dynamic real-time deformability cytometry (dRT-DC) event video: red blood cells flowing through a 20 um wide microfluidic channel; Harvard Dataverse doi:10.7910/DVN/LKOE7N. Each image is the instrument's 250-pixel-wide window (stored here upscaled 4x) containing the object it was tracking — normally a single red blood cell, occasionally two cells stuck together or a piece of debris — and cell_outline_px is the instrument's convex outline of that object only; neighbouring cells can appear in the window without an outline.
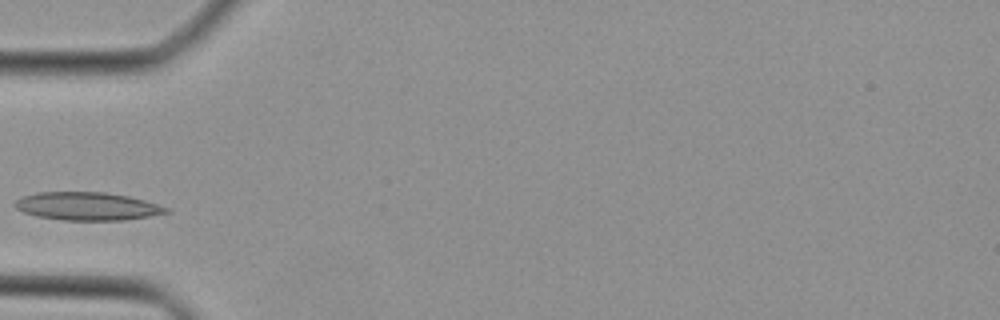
{"species": "Egyptian fruit bat (a non-hibernating species)", "species_latin": "Rousettus aegyptiacus", "temperature_condition": "cold", "stored_images_in_passage": 31, "camera_frame_rate_fps": 3000, "um_per_image_px": 0.085, "animal": {"sex": "female"}, "frame": {"image": 1, "passage_image": 1, "time_ms": 0.0, "image_size_px": [1000, 320], "cell_outline_px": [[172, 212], [124, 220], [60, 220], [36, 216], [24, 212], [16, 208], [12, 204], [20, 196], [36, 192], [104, 192], [128, 196], [144, 200], [168, 208]], "centroid_in_image_um": [7.37, 17.52], "position_along_channel_um": 77.6, "area_um2": 24.8}}
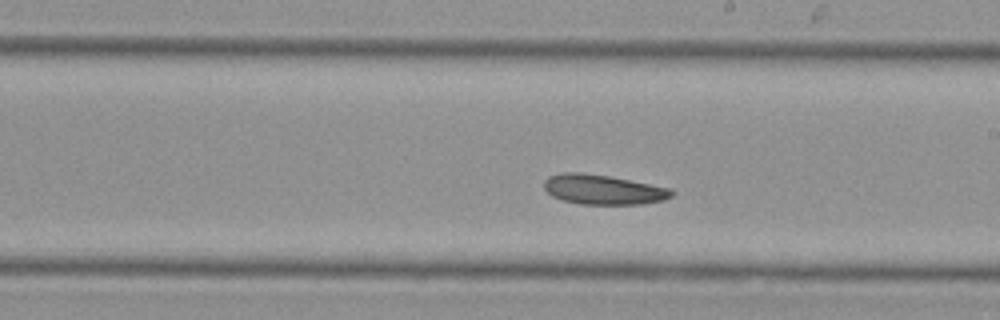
{"frame": {"image": 2, "passage_image": 12, "time_ms": 3.667, "image_size_px": [1000, 320], "cell_outline_px": [[676, 192], [672, 196], [664, 200], [644, 204], [580, 204], [564, 200], [552, 196], [544, 188], [544, 180], [548, 176], [564, 172], [580, 172], [608, 176], [672, 188]], "centroid_in_image_um": [51.29, 16.11], "position_along_channel_um": 237.7, "area_um2": 22.2}}
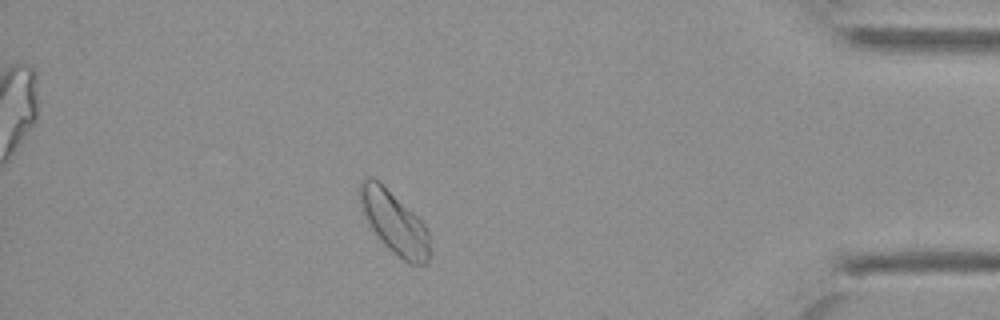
{"frame": {"image": 3, "passage_image": 26, "time_ms": 8.333, "image_size_px": [1000, 320], "cell_outline_px": [[428, 264], [408, 264], [388, 248], [380, 240], [364, 216], [360, 208], [360, 180], [364, 176], [372, 176], [412, 212], [428, 228]], "centroid_in_image_um": [33.48, 18.92], "position_along_channel_um": 401.7, "area_um2": 24.91}}